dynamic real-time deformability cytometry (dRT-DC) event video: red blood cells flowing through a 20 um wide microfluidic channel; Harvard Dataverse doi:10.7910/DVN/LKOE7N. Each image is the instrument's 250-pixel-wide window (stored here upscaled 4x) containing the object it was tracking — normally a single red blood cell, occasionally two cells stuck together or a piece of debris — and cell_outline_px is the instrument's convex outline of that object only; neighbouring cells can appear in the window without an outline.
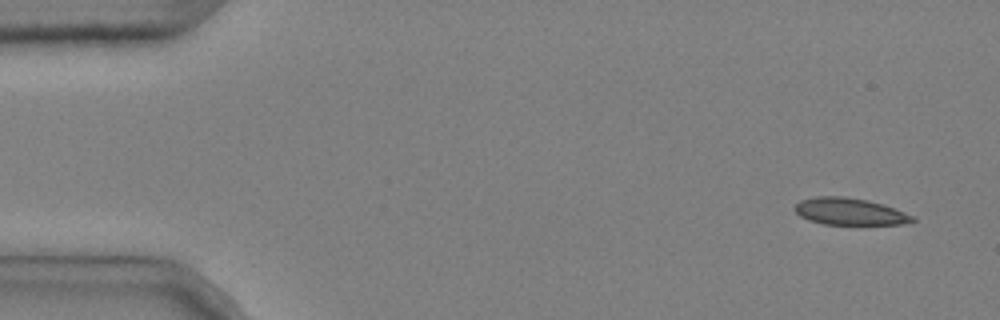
{"species": "common noctule bat (a hibernating species)", "species_latin": "Nyctalus noctula", "temperature_condition": "cold", "stored_images_in_passage": 4, "camera_frame_rate_fps": 3000, "um_per_image_px": 0.085, "animal": {"sex": "male", "body_mass_g": 20.4}, "frame": {"image": 1, "passage_image": 1, "time_ms": 0.0, "image_size_px": [1000, 320], "cell_outline_px": [[916, 220], [900, 224], [824, 224], [808, 220], [800, 216], [792, 208], [800, 200], [816, 196], [844, 196], [868, 200], [884, 204], [916, 216]], "centroid_in_image_um": [72.22, 17.97], "position_along_channel_um": 12.8, "area_um2": 18.61}}
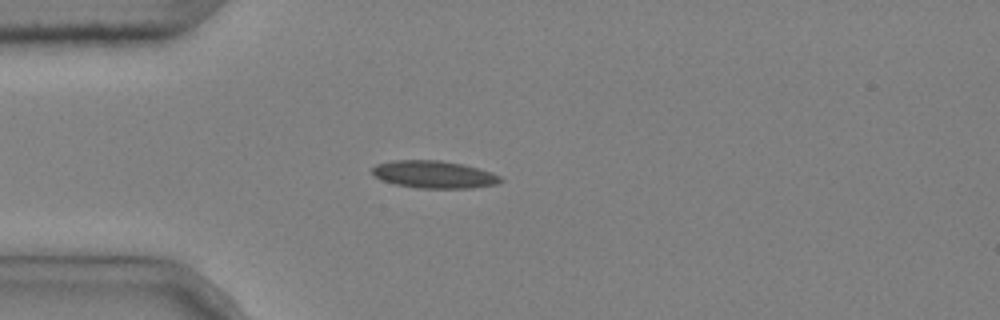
{"frame": {"image": 2, "passage_image": 4, "time_ms": 1.0, "image_size_px": [1000, 320], "cell_outline_px": [[504, 180], [496, 184], [472, 188], [416, 188], [396, 184], [384, 180], [376, 176], [372, 172], [372, 168], [376, 164], [392, 160], [440, 160], [464, 164], [492, 172], [500, 176]], "centroid_in_image_um": [36.92, 14.82], "position_along_channel_um": 48.1, "area_um2": 20.52}}